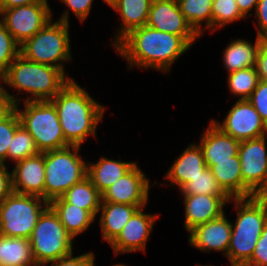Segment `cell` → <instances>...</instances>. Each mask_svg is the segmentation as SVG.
Segmentation results:
<instances>
[{"label": "cell", "instance_id": "obj_1", "mask_svg": "<svg viewBox=\"0 0 267 266\" xmlns=\"http://www.w3.org/2000/svg\"><path fill=\"white\" fill-rule=\"evenodd\" d=\"M114 47L128 61L130 68L151 67L169 72L171 65L191 46L179 35L144 25L132 29Z\"/></svg>", "mask_w": 267, "mask_h": 266}, {"label": "cell", "instance_id": "obj_2", "mask_svg": "<svg viewBox=\"0 0 267 266\" xmlns=\"http://www.w3.org/2000/svg\"><path fill=\"white\" fill-rule=\"evenodd\" d=\"M50 101L56 107L65 142L69 146L81 147L89 135H96L105 107L73 79Z\"/></svg>", "mask_w": 267, "mask_h": 266}, {"label": "cell", "instance_id": "obj_3", "mask_svg": "<svg viewBox=\"0 0 267 266\" xmlns=\"http://www.w3.org/2000/svg\"><path fill=\"white\" fill-rule=\"evenodd\" d=\"M232 201L238 212L235 225H231L227 258L231 265L244 266L251 259L267 222V196L232 198Z\"/></svg>", "mask_w": 267, "mask_h": 266}, {"label": "cell", "instance_id": "obj_4", "mask_svg": "<svg viewBox=\"0 0 267 266\" xmlns=\"http://www.w3.org/2000/svg\"><path fill=\"white\" fill-rule=\"evenodd\" d=\"M65 76L60 68L32 62L19 55L1 76V82L29 93L30 97L24 101H44L52 100L72 80Z\"/></svg>", "mask_w": 267, "mask_h": 266}, {"label": "cell", "instance_id": "obj_5", "mask_svg": "<svg viewBox=\"0 0 267 266\" xmlns=\"http://www.w3.org/2000/svg\"><path fill=\"white\" fill-rule=\"evenodd\" d=\"M69 10L60 19H52L33 37L20 45V55L32 62L50 65L64 71L63 63L71 61ZM64 61V62H63Z\"/></svg>", "mask_w": 267, "mask_h": 266}, {"label": "cell", "instance_id": "obj_6", "mask_svg": "<svg viewBox=\"0 0 267 266\" xmlns=\"http://www.w3.org/2000/svg\"><path fill=\"white\" fill-rule=\"evenodd\" d=\"M79 149L80 146H68L44 152V200L47 202L61 197L87 177V163L78 155Z\"/></svg>", "mask_w": 267, "mask_h": 266}, {"label": "cell", "instance_id": "obj_7", "mask_svg": "<svg viewBox=\"0 0 267 266\" xmlns=\"http://www.w3.org/2000/svg\"><path fill=\"white\" fill-rule=\"evenodd\" d=\"M16 104L20 124L32 135L40 153L63 149L69 145L60 125L55 105L50 100L24 101L23 111Z\"/></svg>", "mask_w": 267, "mask_h": 266}, {"label": "cell", "instance_id": "obj_8", "mask_svg": "<svg viewBox=\"0 0 267 266\" xmlns=\"http://www.w3.org/2000/svg\"><path fill=\"white\" fill-rule=\"evenodd\" d=\"M73 239L53 209L48 206L39 217L29 238L36 264L45 266L73 253Z\"/></svg>", "mask_w": 267, "mask_h": 266}, {"label": "cell", "instance_id": "obj_9", "mask_svg": "<svg viewBox=\"0 0 267 266\" xmlns=\"http://www.w3.org/2000/svg\"><path fill=\"white\" fill-rule=\"evenodd\" d=\"M48 206L42 197L12 192L0 203V235L29 239Z\"/></svg>", "mask_w": 267, "mask_h": 266}, {"label": "cell", "instance_id": "obj_10", "mask_svg": "<svg viewBox=\"0 0 267 266\" xmlns=\"http://www.w3.org/2000/svg\"><path fill=\"white\" fill-rule=\"evenodd\" d=\"M0 15V21L19 45L33 37L53 16L48 3H31L3 9Z\"/></svg>", "mask_w": 267, "mask_h": 266}, {"label": "cell", "instance_id": "obj_11", "mask_svg": "<svg viewBox=\"0 0 267 266\" xmlns=\"http://www.w3.org/2000/svg\"><path fill=\"white\" fill-rule=\"evenodd\" d=\"M267 135L241 141L238 156L243 183L256 195L267 196Z\"/></svg>", "mask_w": 267, "mask_h": 266}, {"label": "cell", "instance_id": "obj_12", "mask_svg": "<svg viewBox=\"0 0 267 266\" xmlns=\"http://www.w3.org/2000/svg\"><path fill=\"white\" fill-rule=\"evenodd\" d=\"M211 121L223 133L240 142L267 135V125L248 99H238L222 123Z\"/></svg>", "mask_w": 267, "mask_h": 266}, {"label": "cell", "instance_id": "obj_13", "mask_svg": "<svg viewBox=\"0 0 267 266\" xmlns=\"http://www.w3.org/2000/svg\"><path fill=\"white\" fill-rule=\"evenodd\" d=\"M153 29L181 36L190 46L200 35L180 11L178 2L153 0L146 24Z\"/></svg>", "mask_w": 267, "mask_h": 266}, {"label": "cell", "instance_id": "obj_14", "mask_svg": "<svg viewBox=\"0 0 267 266\" xmlns=\"http://www.w3.org/2000/svg\"><path fill=\"white\" fill-rule=\"evenodd\" d=\"M149 189V179L135 164L101 194V202L135 205L140 209L148 203Z\"/></svg>", "mask_w": 267, "mask_h": 266}, {"label": "cell", "instance_id": "obj_15", "mask_svg": "<svg viewBox=\"0 0 267 266\" xmlns=\"http://www.w3.org/2000/svg\"><path fill=\"white\" fill-rule=\"evenodd\" d=\"M138 209L125 224L118 237L110 244L114 254L145 251L150 232L158 215L143 213Z\"/></svg>", "mask_w": 267, "mask_h": 266}, {"label": "cell", "instance_id": "obj_16", "mask_svg": "<svg viewBox=\"0 0 267 266\" xmlns=\"http://www.w3.org/2000/svg\"><path fill=\"white\" fill-rule=\"evenodd\" d=\"M232 223L225 213L207 223L199 224L189 231V243L203 252L227 251L230 245Z\"/></svg>", "mask_w": 267, "mask_h": 266}, {"label": "cell", "instance_id": "obj_17", "mask_svg": "<svg viewBox=\"0 0 267 266\" xmlns=\"http://www.w3.org/2000/svg\"><path fill=\"white\" fill-rule=\"evenodd\" d=\"M11 175L13 192L44 199V152L16 162Z\"/></svg>", "mask_w": 267, "mask_h": 266}, {"label": "cell", "instance_id": "obj_18", "mask_svg": "<svg viewBox=\"0 0 267 266\" xmlns=\"http://www.w3.org/2000/svg\"><path fill=\"white\" fill-rule=\"evenodd\" d=\"M185 204V228L189 232L195 226L220 217L230 196L183 195Z\"/></svg>", "mask_w": 267, "mask_h": 266}, {"label": "cell", "instance_id": "obj_19", "mask_svg": "<svg viewBox=\"0 0 267 266\" xmlns=\"http://www.w3.org/2000/svg\"><path fill=\"white\" fill-rule=\"evenodd\" d=\"M210 122L198 144L208 168L213 166V161L231 160V157L237 156L240 145V141L223 133L212 121Z\"/></svg>", "mask_w": 267, "mask_h": 266}, {"label": "cell", "instance_id": "obj_20", "mask_svg": "<svg viewBox=\"0 0 267 266\" xmlns=\"http://www.w3.org/2000/svg\"><path fill=\"white\" fill-rule=\"evenodd\" d=\"M206 168L201 148L198 144H190L174 161L165 178L172 182L171 185H177L181 189Z\"/></svg>", "mask_w": 267, "mask_h": 266}, {"label": "cell", "instance_id": "obj_21", "mask_svg": "<svg viewBox=\"0 0 267 266\" xmlns=\"http://www.w3.org/2000/svg\"><path fill=\"white\" fill-rule=\"evenodd\" d=\"M153 0H108L106 3L116 10L121 16L120 31L118 30L115 46L132 29L142 27L147 24L150 7Z\"/></svg>", "mask_w": 267, "mask_h": 266}, {"label": "cell", "instance_id": "obj_22", "mask_svg": "<svg viewBox=\"0 0 267 266\" xmlns=\"http://www.w3.org/2000/svg\"><path fill=\"white\" fill-rule=\"evenodd\" d=\"M210 169L218 184L231 198L256 196L243 183L238 155L231 157V160L213 161V166Z\"/></svg>", "mask_w": 267, "mask_h": 266}, {"label": "cell", "instance_id": "obj_23", "mask_svg": "<svg viewBox=\"0 0 267 266\" xmlns=\"http://www.w3.org/2000/svg\"><path fill=\"white\" fill-rule=\"evenodd\" d=\"M138 209L135 205L101 202L99 208L101 218L99 223L103 240L111 244Z\"/></svg>", "mask_w": 267, "mask_h": 266}, {"label": "cell", "instance_id": "obj_24", "mask_svg": "<svg viewBox=\"0 0 267 266\" xmlns=\"http://www.w3.org/2000/svg\"><path fill=\"white\" fill-rule=\"evenodd\" d=\"M87 164V177L102 194L109 186L125 175L136 162L115 161L101 157L98 162Z\"/></svg>", "mask_w": 267, "mask_h": 266}, {"label": "cell", "instance_id": "obj_25", "mask_svg": "<svg viewBox=\"0 0 267 266\" xmlns=\"http://www.w3.org/2000/svg\"><path fill=\"white\" fill-rule=\"evenodd\" d=\"M66 231L73 237L87 230L95 218L74 204L67 203L62 197L49 202Z\"/></svg>", "mask_w": 267, "mask_h": 266}, {"label": "cell", "instance_id": "obj_26", "mask_svg": "<svg viewBox=\"0 0 267 266\" xmlns=\"http://www.w3.org/2000/svg\"><path fill=\"white\" fill-rule=\"evenodd\" d=\"M0 266H38L29 239L0 235Z\"/></svg>", "mask_w": 267, "mask_h": 266}, {"label": "cell", "instance_id": "obj_27", "mask_svg": "<svg viewBox=\"0 0 267 266\" xmlns=\"http://www.w3.org/2000/svg\"><path fill=\"white\" fill-rule=\"evenodd\" d=\"M261 41L262 40L256 37L254 45L250 43V41L242 39L230 42L223 51V64L227 71L230 73L249 67H255Z\"/></svg>", "mask_w": 267, "mask_h": 266}, {"label": "cell", "instance_id": "obj_28", "mask_svg": "<svg viewBox=\"0 0 267 266\" xmlns=\"http://www.w3.org/2000/svg\"><path fill=\"white\" fill-rule=\"evenodd\" d=\"M61 197L67 203L87 210L94 218L99 213L102 195L88 177L74 184Z\"/></svg>", "mask_w": 267, "mask_h": 266}, {"label": "cell", "instance_id": "obj_29", "mask_svg": "<svg viewBox=\"0 0 267 266\" xmlns=\"http://www.w3.org/2000/svg\"><path fill=\"white\" fill-rule=\"evenodd\" d=\"M180 11L192 26V28L201 36L204 29L202 23L207 29H212V7L213 0H178Z\"/></svg>", "mask_w": 267, "mask_h": 266}, {"label": "cell", "instance_id": "obj_30", "mask_svg": "<svg viewBox=\"0 0 267 266\" xmlns=\"http://www.w3.org/2000/svg\"><path fill=\"white\" fill-rule=\"evenodd\" d=\"M259 82L255 67H249L228 74V86L232 94L239 96V100L248 99Z\"/></svg>", "mask_w": 267, "mask_h": 266}, {"label": "cell", "instance_id": "obj_31", "mask_svg": "<svg viewBox=\"0 0 267 266\" xmlns=\"http://www.w3.org/2000/svg\"><path fill=\"white\" fill-rule=\"evenodd\" d=\"M179 190L183 195L229 196L218 184L208 167Z\"/></svg>", "mask_w": 267, "mask_h": 266}, {"label": "cell", "instance_id": "obj_32", "mask_svg": "<svg viewBox=\"0 0 267 266\" xmlns=\"http://www.w3.org/2000/svg\"><path fill=\"white\" fill-rule=\"evenodd\" d=\"M39 153L40 152L36 147L32 135L22 125H20L16 129L11 144H9L7 159L16 163Z\"/></svg>", "mask_w": 267, "mask_h": 266}, {"label": "cell", "instance_id": "obj_33", "mask_svg": "<svg viewBox=\"0 0 267 266\" xmlns=\"http://www.w3.org/2000/svg\"><path fill=\"white\" fill-rule=\"evenodd\" d=\"M244 17L239 10L236 0H213L211 31L214 32L218 28Z\"/></svg>", "mask_w": 267, "mask_h": 266}, {"label": "cell", "instance_id": "obj_34", "mask_svg": "<svg viewBox=\"0 0 267 266\" xmlns=\"http://www.w3.org/2000/svg\"><path fill=\"white\" fill-rule=\"evenodd\" d=\"M20 55V45L0 21V75L2 76Z\"/></svg>", "mask_w": 267, "mask_h": 266}, {"label": "cell", "instance_id": "obj_35", "mask_svg": "<svg viewBox=\"0 0 267 266\" xmlns=\"http://www.w3.org/2000/svg\"><path fill=\"white\" fill-rule=\"evenodd\" d=\"M20 125L16 111L8 119L0 122V163L5 164L9 144H11L16 129Z\"/></svg>", "mask_w": 267, "mask_h": 266}, {"label": "cell", "instance_id": "obj_36", "mask_svg": "<svg viewBox=\"0 0 267 266\" xmlns=\"http://www.w3.org/2000/svg\"><path fill=\"white\" fill-rule=\"evenodd\" d=\"M248 101L253 105L267 125V82L259 80L257 87L251 93Z\"/></svg>", "mask_w": 267, "mask_h": 266}, {"label": "cell", "instance_id": "obj_37", "mask_svg": "<svg viewBox=\"0 0 267 266\" xmlns=\"http://www.w3.org/2000/svg\"><path fill=\"white\" fill-rule=\"evenodd\" d=\"M244 266H267V222L256 243L251 259Z\"/></svg>", "mask_w": 267, "mask_h": 266}, {"label": "cell", "instance_id": "obj_38", "mask_svg": "<svg viewBox=\"0 0 267 266\" xmlns=\"http://www.w3.org/2000/svg\"><path fill=\"white\" fill-rule=\"evenodd\" d=\"M94 259V254L92 252L79 256H73V253H71L68 256L49 263H51V266H94Z\"/></svg>", "mask_w": 267, "mask_h": 266}, {"label": "cell", "instance_id": "obj_39", "mask_svg": "<svg viewBox=\"0 0 267 266\" xmlns=\"http://www.w3.org/2000/svg\"><path fill=\"white\" fill-rule=\"evenodd\" d=\"M18 101L21 99L10 95L3 86L0 87V122L8 119L16 111Z\"/></svg>", "mask_w": 267, "mask_h": 266}, {"label": "cell", "instance_id": "obj_40", "mask_svg": "<svg viewBox=\"0 0 267 266\" xmlns=\"http://www.w3.org/2000/svg\"><path fill=\"white\" fill-rule=\"evenodd\" d=\"M68 6L81 23L87 19L92 7L93 0H60Z\"/></svg>", "mask_w": 267, "mask_h": 266}, {"label": "cell", "instance_id": "obj_41", "mask_svg": "<svg viewBox=\"0 0 267 266\" xmlns=\"http://www.w3.org/2000/svg\"><path fill=\"white\" fill-rule=\"evenodd\" d=\"M258 19L257 37L267 40V0H259L254 10Z\"/></svg>", "mask_w": 267, "mask_h": 266}, {"label": "cell", "instance_id": "obj_42", "mask_svg": "<svg viewBox=\"0 0 267 266\" xmlns=\"http://www.w3.org/2000/svg\"><path fill=\"white\" fill-rule=\"evenodd\" d=\"M259 80L267 82V40H262L258 50L256 65Z\"/></svg>", "mask_w": 267, "mask_h": 266}, {"label": "cell", "instance_id": "obj_43", "mask_svg": "<svg viewBox=\"0 0 267 266\" xmlns=\"http://www.w3.org/2000/svg\"><path fill=\"white\" fill-rule=\"evenodd\" d=\"M6 167L0 163V203L13 192L12 175Z\"/></svg>", "mask_w": 267, "mask_h": 266}, {"label": "cell", "instance_id": "obj_44", "mask_svg": "<svg viewBox=\"0 0 267 266\" xmlns=\"http://www.w3.org/2000/svg\"><path fill=\"white\" fill-rule=\"evenodd\" d=\"M31 3H48L47 0H0V11L16 6L27 5Z\"/></svg>", "mask_w": 267, "mask_h": 266}, {"label": "cell", "instance_id": "obj_45", "mask_svg": "<svg viewBox=\"0 0 267 266\" xmlns=\"http://www.w3.org/2000/svg\"><path fill=\"white\" fill-rule=\"evenodd\" d=\"M259 0H236L240 12L246 17L251 9H256Z\"/></svg>", "mask_w": 267, "mask_h": 266}, {"label": "cell", "instance_id": "obj_46", "mask_svg": "<svg viewBox=\"0 0 267 266\" xmlns=\"http://www.w3.org/2000/svg\"><path fill=\"white\" fill-rule=\"evenodd\" d=\"M113 266H126L125 264H116V265H113Z\"/></svg>", "mask_w": 267, "mask_h": 266}, {"label": "cell", "instance_id": "obj_47", "mask_svg": "<svg viewBox=\"0 0 267 266\" xmlns=\"http://www.w3.org/2000/svg\"><path fill=\"white\" fill-rule=\"evenodd\" d=\"M166 1H174V2H178V0H166Z\"/></svg>", "mask_w": 267, "mask_h": 266}]
</instances>
